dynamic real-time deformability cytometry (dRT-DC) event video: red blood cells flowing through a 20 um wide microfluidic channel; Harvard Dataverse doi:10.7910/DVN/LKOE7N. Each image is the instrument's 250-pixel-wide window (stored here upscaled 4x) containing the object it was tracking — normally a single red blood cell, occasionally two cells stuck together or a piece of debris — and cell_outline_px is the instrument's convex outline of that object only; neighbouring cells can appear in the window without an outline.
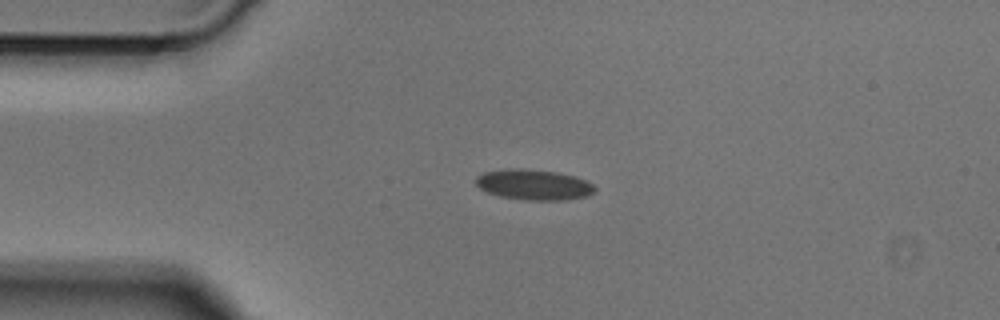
{"species": "Egyptian fruit bat (a non-hibernating species)", "species_latin": "Rousettus aegyptiacus", "temperature_condition": "cold", "stored_images_in_passage": 39, "camera_frame_rate_fps": 3000, "um_per_image_px": 0.085, "animal": {"sex": "male"}, "frame": {"image": 1, "passage_image": 1, "time_ms": 0.0, "image_size_px": [1000, 320], "cell_outline_px": [[596, 192], [588, 196], [564, 200], [528, 200], [500, 196], [488, 192], [480, 188], [476, 184], [476, 176], [484, 172], [508, 168], [520, 168], [560, 172], [576, 176], [592, 184], [596, 188]], "centroid_in_image_um": [45.4, 15.69], "position_along_channel_um": 39.6, "area_um2": 21.27}}
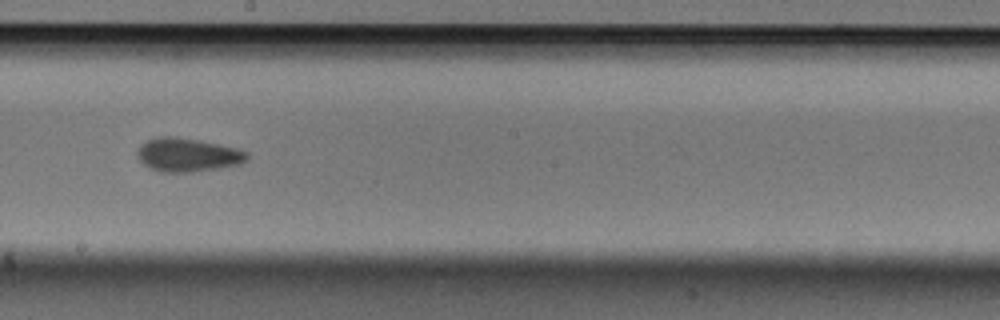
{"frame": {"image": 2, "passage_image": 17, "time_ms": 5.333, "image_size_px": [1000, 320], "cell_outline_px": [[248, 160], [244, 164], [192, 172], [164, 172], [152, 168], [144, 164], [140, 160], [136, 152], [140, 144], [148, 140], [160, 136], [176, 136], [200, 140], [240, 148], [248, 152]], "centroid_in_image_um": [16.01, 13.15], "position_along_channel_um": 232.2, "area_um2": 21.73}}
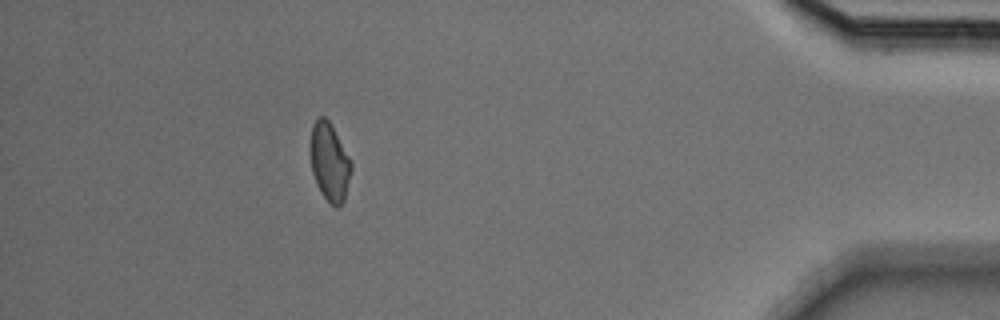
{"frame": {"image": 3, "passage_image": 34, "time_ms": 11.0, "image_size_px": [1000, 320], "cell_outline_px": [[352, 172], [344, 200], [336, 208], [320, 192], [316, 184], [312, 172], [308, 152], [312, 124], [320, 116], [324, 116], [328, 120], [348, 156], [352, 164]], "centroid_in_image_um": [27.97, 13.77], "position_along_channel_um": 407.2, "area_um2": 18.67}}